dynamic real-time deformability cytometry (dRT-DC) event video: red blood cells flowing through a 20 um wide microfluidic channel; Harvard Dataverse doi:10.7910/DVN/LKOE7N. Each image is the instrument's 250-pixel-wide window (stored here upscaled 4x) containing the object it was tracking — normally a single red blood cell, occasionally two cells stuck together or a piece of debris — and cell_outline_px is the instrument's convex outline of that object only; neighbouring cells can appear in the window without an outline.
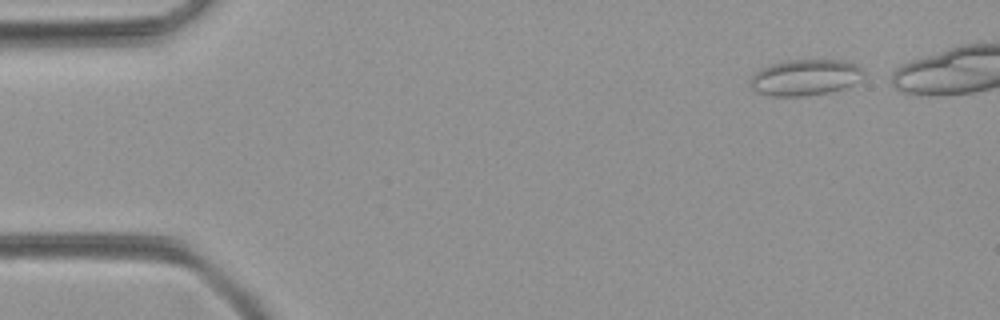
{"species": "common noctule bat (a hibernating species)", "species_latin": "Nyctalus noctula", "temperature_condition": "room temperature", "stored_images_in_passage": 5, "camera_frame_rate_fps": 3000, "um_per_image_px": 0.085, "animal": {"sex": "female", "body_mass_g": 21.9}, "frame": {"image": 1, "passage_image": 1, "time_ms": 0.0, "image_size_px": [1000, 320], "cell_outline_px": [[864, 72], [852, 84], [844, 88], [828, 92], [808, 96], [772, 96], [756, 92], [752, 88], [752, 76], [756, 72], [772, 64], [784, 60], [840, 60], [856, 64]], "centroid_in_image_um": [68.42, 6.58], "position_along_channel_um": 16.6, "area_um2": 23.41}}